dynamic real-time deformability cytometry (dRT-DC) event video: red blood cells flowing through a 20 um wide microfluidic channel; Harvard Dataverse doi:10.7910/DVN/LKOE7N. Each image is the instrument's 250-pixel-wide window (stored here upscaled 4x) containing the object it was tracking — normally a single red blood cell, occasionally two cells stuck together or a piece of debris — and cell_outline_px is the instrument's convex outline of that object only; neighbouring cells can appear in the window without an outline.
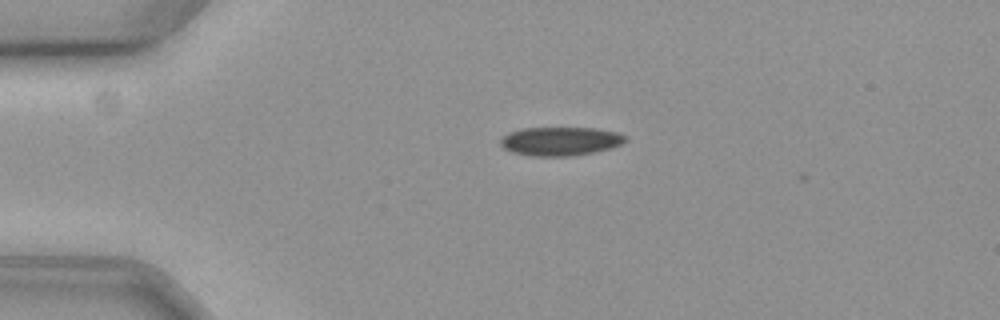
{"species": "common noctule bat (a hibernating species)", "species_latin": "Nyctalus noctula", "temperature_condition": "cold", "stored_images_in_passage": 3, "camera_frame_rate_fps": 3000, "um_per_image_px": 0.085, "animal": {"sex": "female", "body_mass_g": 19.3, "forearm_length_mm": 54.1}, "frame": {"image": 1, "passage_image": 1, "time_ms": 0.0, "image_size_px": [1000, 320], "cell_outline_px": [[628, 140], [612, 148], [572, 156], [528, 156], [512, 152], [504, 148], [500, 144], [500, 140], [508, 132], [524, 128], [592, 128], [616, 132], [628, 136]], "centroid_in_image_um": [47.63, 12.01], "position_along_channel_um": 37.4, "area_um2": 20.92}}